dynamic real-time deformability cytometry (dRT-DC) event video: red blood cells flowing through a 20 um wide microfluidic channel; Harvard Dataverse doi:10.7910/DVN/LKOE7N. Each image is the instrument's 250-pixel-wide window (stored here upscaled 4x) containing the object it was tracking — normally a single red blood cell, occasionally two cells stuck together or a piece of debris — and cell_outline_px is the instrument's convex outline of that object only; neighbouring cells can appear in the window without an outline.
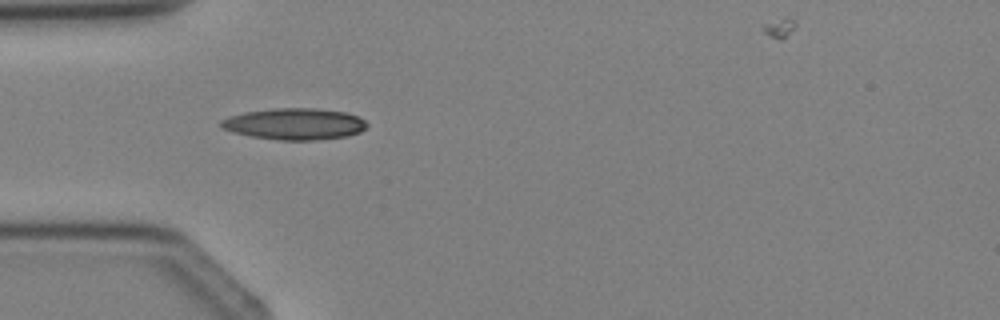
{"species": "Egyptian fruit bat (a non-hibernating species)", "species_latin": "Rousettus aegyptiacus", "temperature_condition": "cold", "stored_images_in_passage": 3, "camera_frame_rate_fps": 3000, "um_per_image_px": 0.085, "animal": {"sex": "female"}, "frame": {"image": 1, "passage_image": 3, "time_ms": 3.0, "image_size_px": [1000, 320], "cell_outline_px": [[368, 128], [360, 132], [348, 136], [316, 140], [280, 140], [252, 136], [232, 132], [224, 128], [220, 124], [220, 120], [228, 116], [244, 112], [272, 108], [316, 108], [348, 112], [360, 116], [368, 124]], "centroid_in_image_um": [25.09, 10.52], "position_along_channel_um": 59.9, "area_um2": 27.05}}